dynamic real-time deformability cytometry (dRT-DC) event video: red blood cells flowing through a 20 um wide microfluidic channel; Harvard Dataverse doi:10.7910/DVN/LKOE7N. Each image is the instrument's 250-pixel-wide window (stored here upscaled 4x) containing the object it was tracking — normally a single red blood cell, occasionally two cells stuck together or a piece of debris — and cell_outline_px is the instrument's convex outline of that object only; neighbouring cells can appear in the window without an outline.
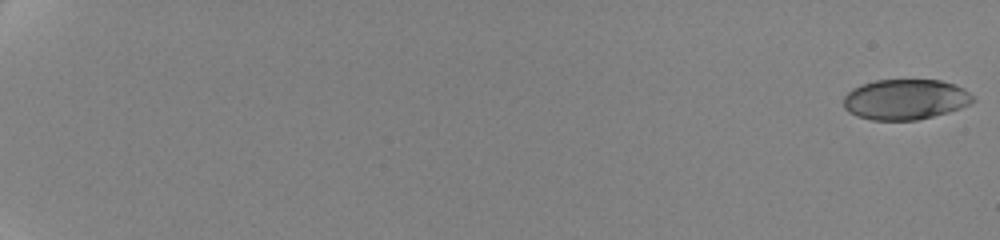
{"species": "human", "species_latin": "Homo sapiens", "temperature_condition": "cold", "stored_images_in_passage": 48, "camera_frame_rate_fps": 3000, "um_per_image_px": 0.085, "donor": {"sex": "female"}, "frame": {"image": 1, "passage_image": 1, "time_ms": 0.0, "image_size_px": [1000, 240], "cell_outline_px": [[976, 100], [960, 108], [948, 112], [916, 120], [872, 120], [856, 116], [848, 112], [844, 108], [844, 96], [852, 88], [860, 84], [876, 80], [940, 80], [964, 88]], "centroid_in_image_um": [76.92, 8.45], "position_along_channel_um": 8.1, "area_um2": 30.46}}
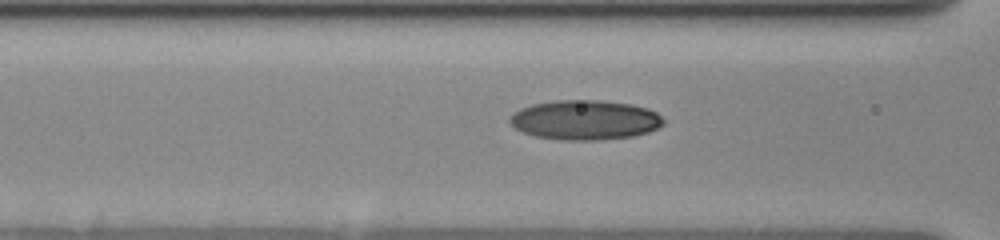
{"frame": {"image": 2, "passage_image": 28, "time_ms": 9.667, "image_size_px": [1000, 240], "cell_outline_px": [[664, 124], [648, 132], [632, 136], [600, 140], [564, 140], [536, 136], [524, 132], [516, 128], [508, 120], [520, 108], [532, 104], [556, 100], [600, 100], [632, 104], [648, 108], [656, 112], [664, 120]], "centroid_in_image_um": [49.75, 10.19], "position_along_channel_um": 116.9, "area_um2": 35.37}}
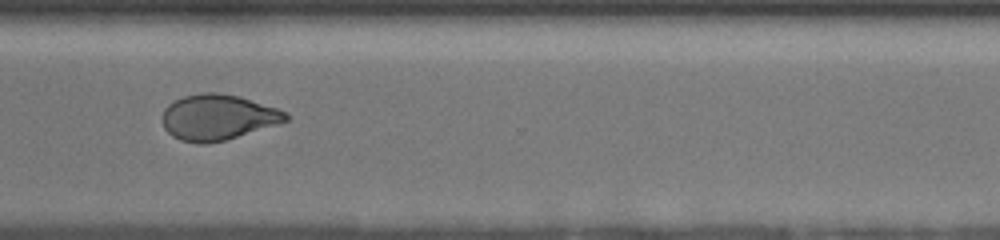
{"frame": {"image": 3, "passage_image": 47, "time_ms": 16.333, "image_size_px": [1000, 240], "cell_outline_px": [[292, 116], [288, 120], [276, 124], [224, 140], [208, 144], [200, 144], [180, 140], [172, 136], [164, 128], [160, 116], [164, 108], [168, 104], [184, 96], [200, 92], [216, 92], [240, 96], [288, 112]], "centroid_in_image_um": [18.48, 9.96], "position_along_channel_um": 352.1, "area_um2": 32.95}}